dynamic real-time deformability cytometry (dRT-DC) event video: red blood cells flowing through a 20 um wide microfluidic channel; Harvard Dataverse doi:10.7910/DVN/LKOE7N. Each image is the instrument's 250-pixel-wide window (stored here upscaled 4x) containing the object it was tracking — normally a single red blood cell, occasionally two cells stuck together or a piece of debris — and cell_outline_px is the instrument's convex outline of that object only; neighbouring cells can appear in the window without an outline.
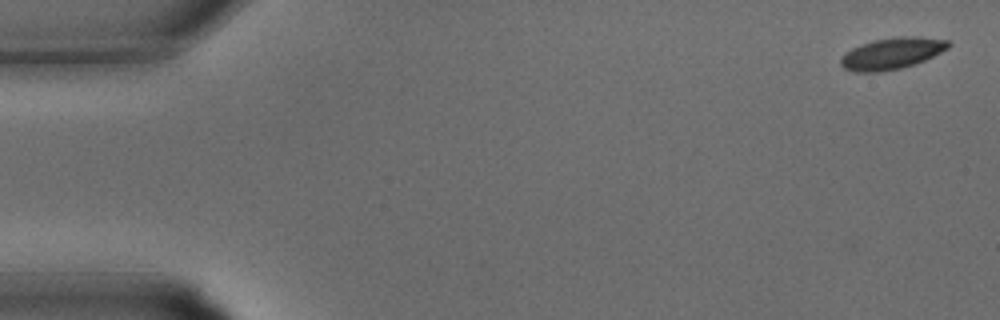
{"species": "common noctule bat (a hibernating species)", "species_latin": "Nyctalus noctula", "temperature_condition": "warm", "stored_images_in_passage": 32, "camera_frame_rate_fps": 3000, "um_per_image_px": 0.085, "animal": {"sex": "male", "body_mass_g": 15.6}, "frame": {"image": 1, "passage_image": 1, "time_ms": 0.0, "image_size_px": [1000, 320], "cell_outline_px": [[952, 44], [948, 48], [924, 60], [900, 68], [880, 72], [856, 72], [844, 68], [840, 64], [840, 56], [852, 48], [872, 40], [900, 36], [916, 36], [948, 40]], "centroid_in_image_um": [75.78, 4.53], "position_along_channel_um": 9.2, "area_um2": 19.65}}
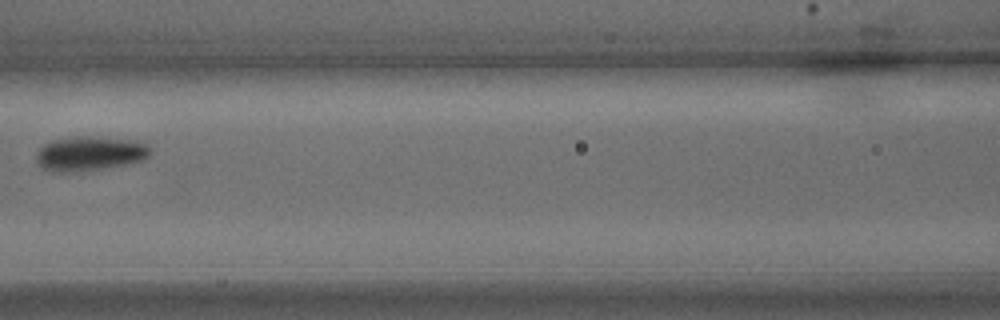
{"frame": {"image": 2, "passage_image": 15, "time_ms": 4.667, "image_size_px": [1000, 320], "cell_outline_px": [[148, 156], [140, 160], [124, 164], [104, 168], [64, 172], [52, 172], [40, 168], [36, 164], [36, 152], [44, 144], [52, 140], [72, 136], [88, 136], [128, 140], [148, 144]], "centroid_in_image_um": [7.51, 13.05], "position_along_channel_um": 159.1, "area_um2": 22.6}}
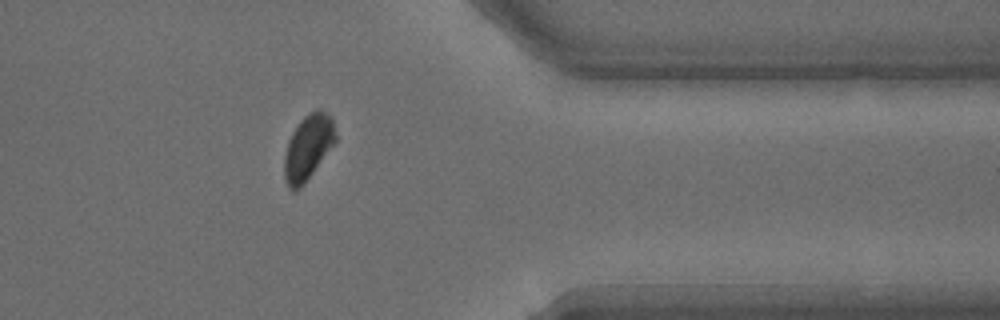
{"frame": {"image": 3, "passage_image": 27, "time_ms": 8.667, "image_size_px": [1000, 320], "cell_outline_px": [[336, 140], [300, 188], [292, 192], [288, 188], [284, 180], [284, 152], [288, 140], [292, 132], [300, 120], [308, 112], [316, 108], [320, 108], [332, 120], [336, 136]], "centroid_in_image_um": [26.13, 12.52], "position_along_channel_um": 385.3, "area_um2": 19.25}}